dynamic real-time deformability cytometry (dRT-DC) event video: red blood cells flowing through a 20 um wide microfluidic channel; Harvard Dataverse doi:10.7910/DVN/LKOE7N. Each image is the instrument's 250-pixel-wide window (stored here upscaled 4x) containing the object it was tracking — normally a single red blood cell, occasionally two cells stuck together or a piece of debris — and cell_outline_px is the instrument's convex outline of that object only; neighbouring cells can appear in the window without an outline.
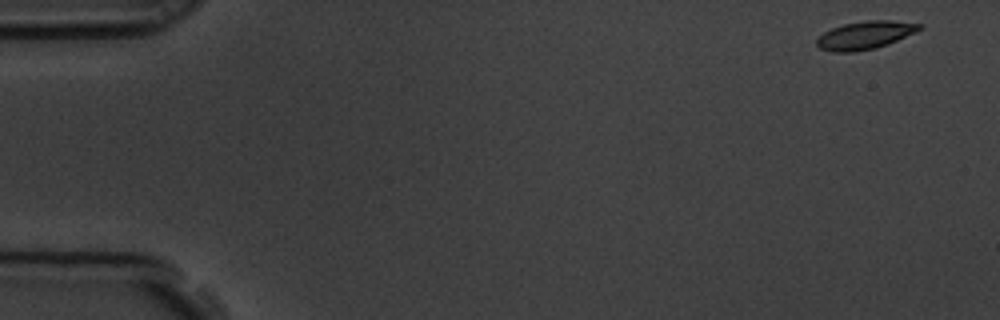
{"species": "common noctule bat (a hibernating species)", "species_latin": "Nyctalus noctula", "temperature_condition": "room temperature", "stored_images_in_passage": 5, "camera_frame_rate_fps": 3000, "um_per_image_px": 0.085, "animal": {"sex": "male", "body_mass_g": 19.5, "forearm_length_mm": 54.6}, "frame": {"image": 1, "passage_image": 1, "time_ms": 0.0, "image_size_px": [1000, 320], "cell_outline_px": [[924, 28], [916, 32], [888, 44], [876, 48], [852, 52], [832, 52], [820, 48], [816, 44], [816, 40], [824, 32], [832, 28], [844, 24], [868, 20], [892, 20], [924, 24]], "centroid_in_image_um": [73.57, 2.98], "position_along_channel_um": 11.4, "area_um2": 16.82}}